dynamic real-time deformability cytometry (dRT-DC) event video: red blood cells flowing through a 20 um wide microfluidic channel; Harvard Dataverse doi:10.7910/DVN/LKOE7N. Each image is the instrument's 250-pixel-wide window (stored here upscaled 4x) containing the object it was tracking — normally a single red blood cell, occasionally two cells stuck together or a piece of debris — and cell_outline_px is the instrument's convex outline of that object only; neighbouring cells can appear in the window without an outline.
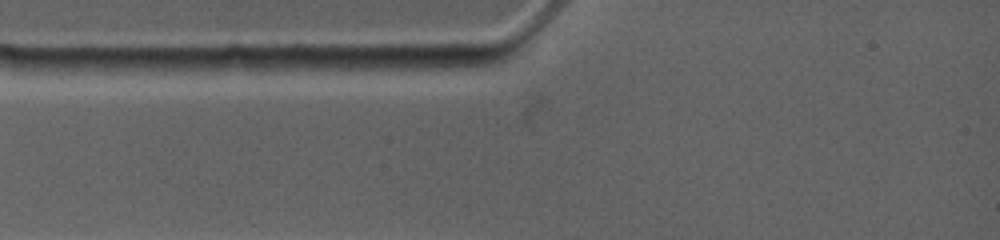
{"species": "common noctule bat (a hibernating species)", "species_latin": "Nyctalus noctula", "temperature_condition": "warm", "stored_images_in_passage": 2, "camera_frame_rate_fps": 4500, "um_per_image_px": 0.085, "animal": {"sex": "female", "body_mass_g": 19.0, "forearm_length_mm": 53.3}, "frame": {"image": 1, "passage_image": 1, "time_ms": 0.0, "image_size_px": [1000, 240], "cell_outline_px": [[276, 68], [260, 72], [156, 76], [148, 68], [156, 60], [228, 56], [244, 56]], "centroid_in_image_um": [17.65, 5.61], "position_along_channel_um": 67.4, "area_um2": 13.18}}